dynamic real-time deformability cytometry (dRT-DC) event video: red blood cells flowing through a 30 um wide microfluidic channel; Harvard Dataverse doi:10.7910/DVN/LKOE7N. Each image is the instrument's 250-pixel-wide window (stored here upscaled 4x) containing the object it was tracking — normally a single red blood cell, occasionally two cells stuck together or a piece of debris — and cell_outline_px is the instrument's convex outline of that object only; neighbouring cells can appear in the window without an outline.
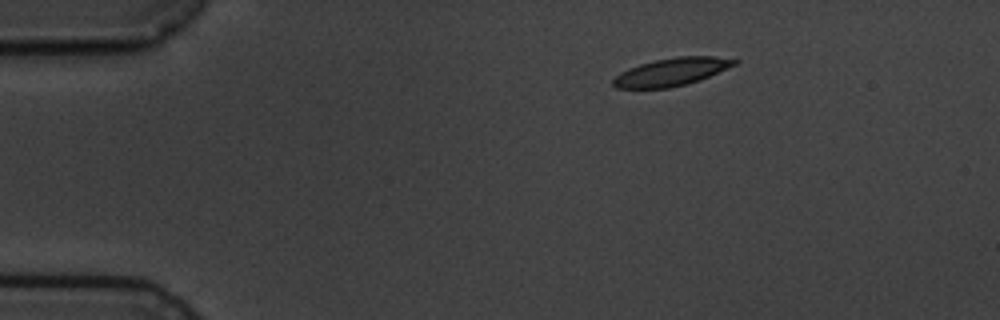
{"species": "common noctule bat (a hibernating species)", "species_latin": "Nyctalus noctula", "temperature_condition": "cold", "stored_images_in_passage": 3, "camera_frame_rate_fps": 3000, "um_per_image_px": 0.085, "animal": {"sex": "male", "body_mass_g": 19.5, "forearm_length_mm": 54.6}, "frame": {"image": 1, "passage_image": 1, "time_ms": 0.0, "image_size_px": [1000, 320], "cell_outline_px": [[740, 60], [736, 64], [700, 80], [668, 88], [616, 88], [612, 84], [612, 80], [620, 72], [628, 68], [640, 64], [656, 60], [676, 56], [712, 56]], "centroid_in_image_um": [57.06, 6.11], "position_along_channel_um": 27.9, "area_um2": 19.48}}